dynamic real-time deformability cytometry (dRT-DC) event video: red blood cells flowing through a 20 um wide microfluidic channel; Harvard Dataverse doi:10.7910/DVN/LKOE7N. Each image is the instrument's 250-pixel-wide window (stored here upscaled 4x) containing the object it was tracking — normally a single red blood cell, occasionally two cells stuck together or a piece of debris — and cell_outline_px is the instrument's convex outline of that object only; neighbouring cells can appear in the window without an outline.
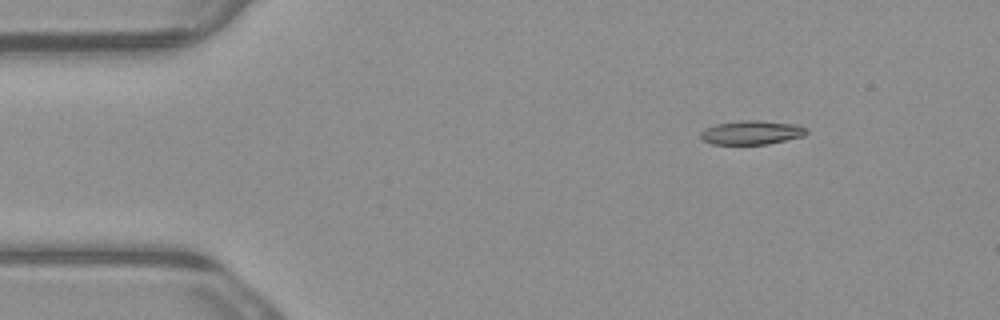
{"species": "common noctule bat (a hibernating species)", "species_latin": "Nyctalus noctula", "temperature_condition": "warm", "stored_images_in_passage": 4, "camera_frame_rate_fps": 3000, "um_per_image_px": 0.085, "animal": {"sex": "male", "body_mass_g": 23.1, "forearm_length_mm": 52.7}, "frame": {"image": 1, "passage_image": 1, "time_ms": 0.0, "image_size_px": [1000, 320], "cell_outline_px": [[808, 132], [804, 136], [768, 144], [712, 144], [700, 140], [700, 132], [704, 128], [716, 124], [740, 120], [760, 120], [800, 124], [808, 128]], "centroid_in_image_um": [63.9, 11.25], "position_along_channel_um": 21.1, "area_um2": 15.14}}
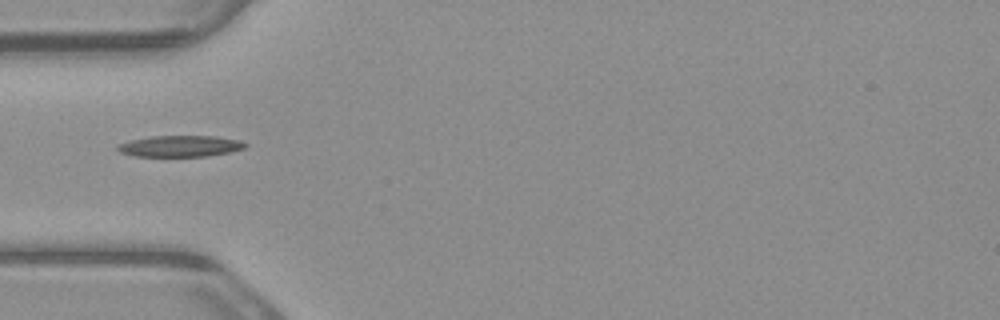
{"frame": {"image": 2, "passage_image": 4, "time_ms": 1.0, "image_size_px": [1000, 320], "cell_outline_px": [[248, 144], [244, 148], [228, 152], [208, 156], [136, 156], [120, 152], [116, 148], [120, 144], [132, 140], [152, 136], [216, 136], [240, 140]], "centroid_in_image_um": [15.35, 12.42], "position_along_channel_um": 69.7, "area_um2": 15.61}}